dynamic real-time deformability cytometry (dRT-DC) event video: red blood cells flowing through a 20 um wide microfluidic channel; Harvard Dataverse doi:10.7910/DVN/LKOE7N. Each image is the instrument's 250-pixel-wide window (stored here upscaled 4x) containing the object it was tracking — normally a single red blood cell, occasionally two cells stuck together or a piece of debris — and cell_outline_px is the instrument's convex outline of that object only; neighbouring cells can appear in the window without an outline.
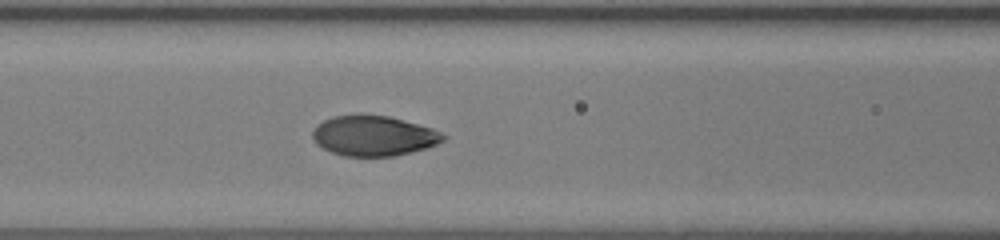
{"species": "human", "species_latin": "Homo sapiens", "temperature_condition": "room temperature", "stored_images_in_passage": 39, "camera_frame_rate_fps": 3000, "um_per_image_px": 0.085, "donor": {"sex": "female"}, "frame": {"image": 1, "passage_image": 12, "time_ms": 3.667, "image_size_px": [1000, 240], "cell_outline_px": [[448, 136], [444, 140], [428, 148], [396, 156], [344, 156], [332, 152], [316, 144], [312, 140], [312, 132], [316, 124], [332, 116], [388, 116], [432, 128]], "centroid_in_image_um": [31.76, 11.56], "position_along_channel_um": 134.8, "area_um2": 30.4}}
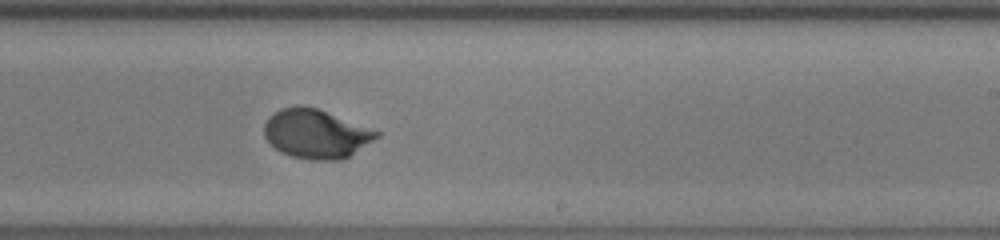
{"frame": {"image": 2, "passage_image": 21, "time_ms": 6.667, "image_size_px": [1000, 240], "cell_outline_px": [[380, 136], [344, 160], [308, 160], [292, 156], [280, 152], [264, 136], [264, 124], [268, 116], [280, 108], [300, 104], [316, 108], [380, 132]], "centroid_in_image_um": [26.83, 11.38], "position_along_channel_um": 262.2, "area_um2": 32.14}}
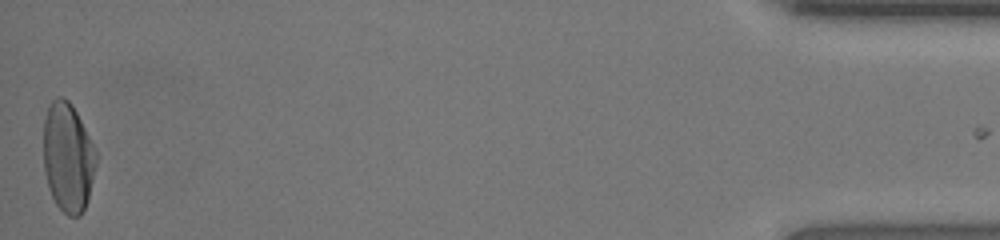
{"frame": {"image": 3, "passage_image": 39, "time_ms": 12.667, "image_size_px": [1000, 240], "cell_outline_px": [[96, 164], [88, 200], [80, 216], [68, 216], [56, 204], [48, 188], [44, 172], [44, 120], [48, 104], [56, 96], [64, 96], [72, 104], [96, 152]], "centroid_in_image_um": [5.75, 13.37], "position_along_channel_um": 429.4, "area_um2": 33.47}, "authors_computed_cell_mechanics": {"area_um2": 31.79, "velocity_mm_per_s": 4.2636, "shape_relaxation_time_tau1_ms": 3.1787, "shape_relaxation_time_tau2_ms": null, "deformation_change_tau1": 0.1899, "deformation_change_tau2": null}}